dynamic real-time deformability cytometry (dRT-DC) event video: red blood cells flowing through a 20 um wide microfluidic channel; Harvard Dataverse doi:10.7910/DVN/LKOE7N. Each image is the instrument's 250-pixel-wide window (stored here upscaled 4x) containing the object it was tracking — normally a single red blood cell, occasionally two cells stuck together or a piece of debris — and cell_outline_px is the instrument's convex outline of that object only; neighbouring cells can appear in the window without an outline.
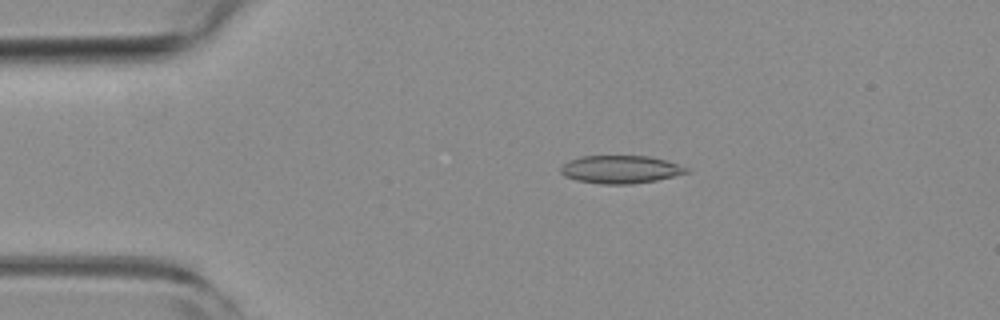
{"species": "common noctule bat (a hibernating species)", "species_latin": "Nyctalus noctula", "temperature_condition": "room temperature", "stored_images_in_passage": 46, "camera_frame_rate_fps": 3000, "um_per_image_px": 0.085, "animal": {"sex": "female", "body_mass_g": 19.3, "forearm_length_mm": 54.1}, "frame": {"image": 1, "passage_image": 2, "time_ms": 0.333, "image_size_px": [1000, 320], "cell_outline_px": [[692, 172], [656, 180], [632, 184], [600, 184], [576, 180], [564, 176], [560, 172], [560, 168], [564, 164], [580, 156], [648, 156], [664, 160], [692, 168]], "centroid_in_image_um": [52.79, 14.41], "position_along_channel_um": 32.2, "area_um2": 20.52}}
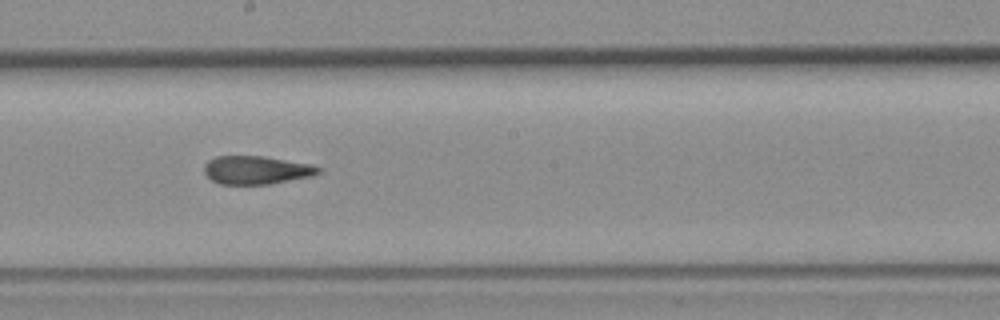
{"frame": {"image": 2, "passage_image": 21, "time_ms": 6.667, "image_size_px": [1000, 320], "cell_outline_px": [[324, 168], [320, 172], [312, 176], [272, 184], [220, 184], [212, 180], [204, 172], [204, 164], [208, 160], [216, 156], [264, 156], [308, 164]], "centroid_in_image_um": [21.79, 14.45], "position_along_channel_um": 226.4, "area_um2": 18.84}}
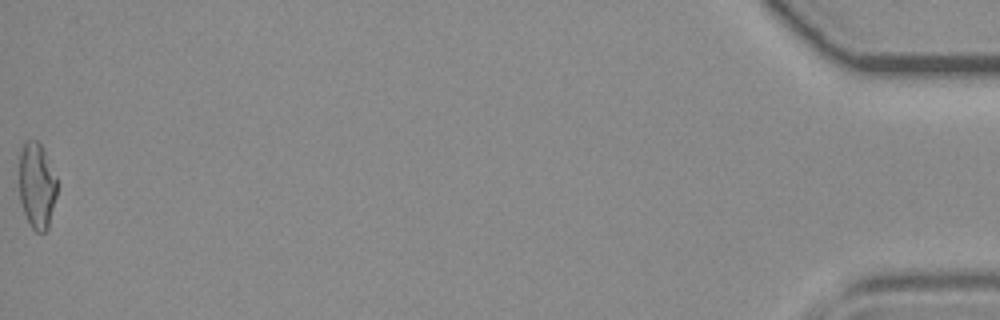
{"frame": {"image": 3, "passage_image": 46, "time_ms": 15.0, "image_size_px": [1000, 320], "cell_outline_px": [[56, 196], [48, 228], [44, 232], [36, 232], [32, 228], [24, 212], [20, 200], [20, 152], [24, 140], [40, 140], [44, 148], [56, 176]], "centroid_in_image_um": [3.14, 15.72], "position_along_channel_um": 432.1, "area_um2": 19.02}, "authors_computed_cell_mechanics": {"area_um2": 19.652, "velocity_mm_per_s": 3.7739, "shape_relaxation_time_tau1_ms": null, "shape_relaxation_time_tau2_ms": 2.6155, "deformation_change_tau1": null, "deformation_change_tau2": 0.1055}}